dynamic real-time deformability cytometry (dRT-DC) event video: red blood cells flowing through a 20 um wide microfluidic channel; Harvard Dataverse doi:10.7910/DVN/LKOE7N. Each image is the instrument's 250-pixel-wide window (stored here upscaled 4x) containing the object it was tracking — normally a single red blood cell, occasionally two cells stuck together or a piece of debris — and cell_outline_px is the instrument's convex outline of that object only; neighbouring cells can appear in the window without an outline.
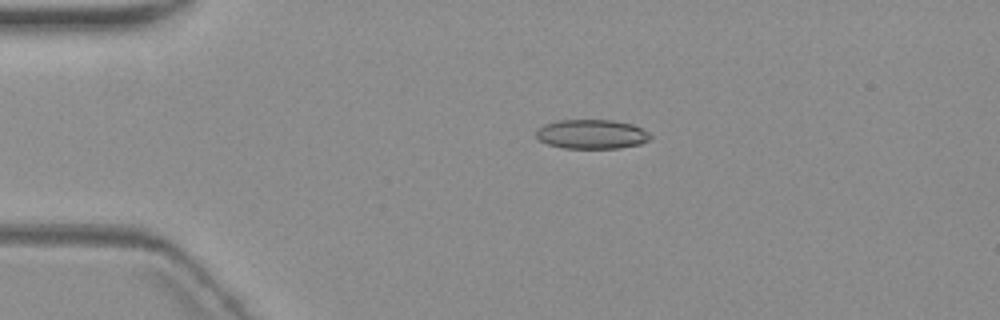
{"species": "common noctule bat (a hibernating species)", "species_latin": "Nyctalus noctula", "temperature_condition": "warm", "stored_images_in_passage": 4, "camera_frame_rate_fps": 3000, "um_per_image_px": 0.085, "animal": {"sex": "female", "body_mass_g": 19.3, "forearm_length_mm": 54.1}, "frame": {"image": 1, "passage_image": 3, "time_ms": 2.333, "image_size_px": [1000, 320], "cell_outline_px": [[652, 136], [648, 140], [640, 144], [620, 148], [564, 148], [548, 144], [540, 140], [536, 136], [536, 128], [544, 124], [556, 120], [612, 120], [632, 124], [648, 132]], "centroid_in_image_um": [50.27, 11.4], "position_along_channel_um": 34.7, "area_um2": 19.54}}